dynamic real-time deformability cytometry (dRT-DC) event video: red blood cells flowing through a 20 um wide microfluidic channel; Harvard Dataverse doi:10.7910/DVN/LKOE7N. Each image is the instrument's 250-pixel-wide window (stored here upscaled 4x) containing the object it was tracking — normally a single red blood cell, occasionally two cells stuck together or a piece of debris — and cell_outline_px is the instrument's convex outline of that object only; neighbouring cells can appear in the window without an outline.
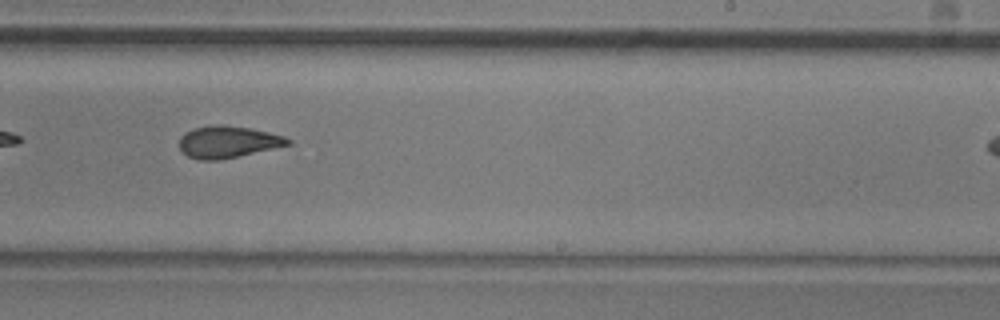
{"species": "common noctule bat (a hibernating species)", "species_latin": "Nyctalus noctula", "temperature_condition": "room temperature", "stored_images_in_passage": 27, "camera_frame_rate_fps": 3000, "um_per_image_px": 0.085, "animal": {"sex": "male", "body_mass_g": 20.5, "forearm_length_mm": 52.5}, "frame": {"image": 1, "passage_image": 16, "time_ms": 5.0, "image_size_px": [1000, 320], "cell_outline_px": [[292, 144], [220, 160], [200, 160], [188, 156], [180, 148], [180, 136], [184, 132], [192, 128], [212, 124], [220, 124], [248, 128], [268, 132], [284, 136], [292, 140]], "centroid_in_image_um": [19.35, 12.05], "position_along_channel_um": 269.6, "area_um2": 20.17}}